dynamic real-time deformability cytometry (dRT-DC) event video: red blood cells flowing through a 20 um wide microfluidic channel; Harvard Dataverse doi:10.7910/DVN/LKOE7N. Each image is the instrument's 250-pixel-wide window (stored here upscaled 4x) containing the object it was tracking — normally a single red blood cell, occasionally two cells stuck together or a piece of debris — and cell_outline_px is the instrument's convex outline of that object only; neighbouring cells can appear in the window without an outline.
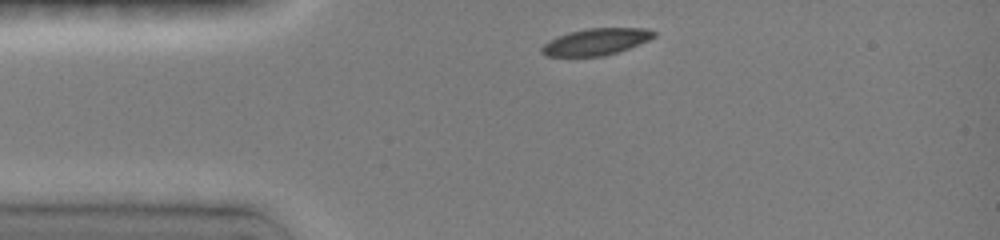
{"species": "common noctule bat (a hibernating species)", "species_latin": "Nyctalus noctula", "temperature_condition": "room temperature", "stored_images_in_passage": 2, "camera_frame_rate_fps": 3000, "um_per_image_px": 0.085, "animal": {"sex": "female", "body_mass_g": 19.0, "forearm_length_mm": 51.5}, "frame": {"image": 1, "passage_image": 1, "time_ms": 0.0, "image_size_px": [1000, 240], "cell_outline_px": [[656, 36], [648, 40], [628, 48], [616, 52], [600, 56], [544, 56], [540, 52], [540, 48], [544, 44], [556, 36], [568, 32], [588, 28], [648, 28], [656, 32]], "centroid_in_image_um": [50.63, 3.54], "position_along_channel_um": 34.4, "area_um2": 17.4}}